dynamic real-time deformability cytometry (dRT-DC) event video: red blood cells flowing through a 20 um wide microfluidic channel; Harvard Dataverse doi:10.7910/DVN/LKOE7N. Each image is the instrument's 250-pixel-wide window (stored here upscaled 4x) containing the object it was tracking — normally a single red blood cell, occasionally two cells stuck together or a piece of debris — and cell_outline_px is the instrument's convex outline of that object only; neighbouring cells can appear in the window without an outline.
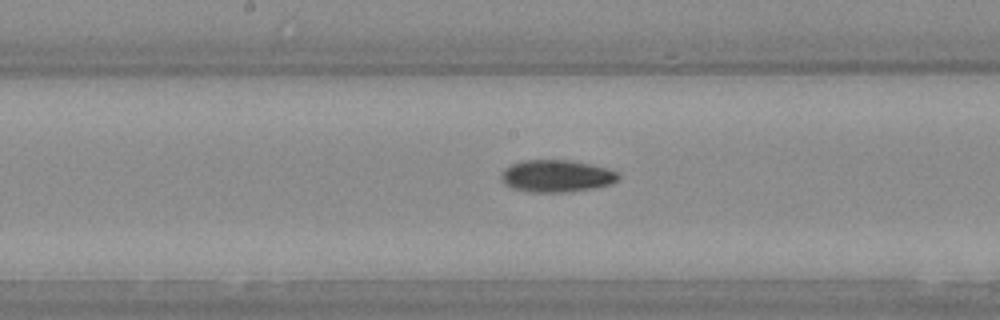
{"species": "Egyptian fruit bat (a non-hibernating species)", "species_latin": "Rousettus aegyptiacus", "temperature_condition": "warm", "stored_images_in_passage": 30, "camera_frame_rate_fps": 3000, "um_per_image_px": 0.085, "animal": {"sex": "female"}, "frame": {"image": 1, "passage_image": 18, "time_ms": 5.667, "image_size_px": [1000, 320], "cell_outline_px": [[620, 176], [612, 184], [592, 188], [564, 192], [528, 192], [512, 188], [504, 184], [500, 180], [500, 172], [504, 168], [512, 164], [524, 160], [568, 160], [592, 164], [608, 168], [616, 172]], "centroid_in_image_um": [47.26, 14.96], "position_along_channel_um": 200.9, "area_um2": 22.08}}
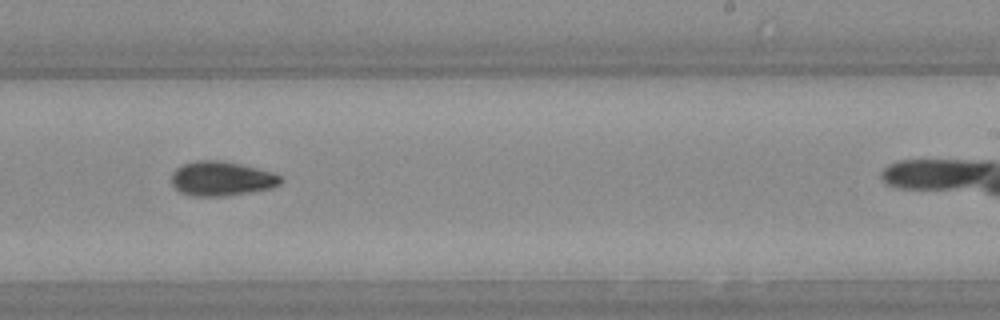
{"frame": {"image": 2, "passage_image": 22, "time_ms": 7.0, "image_size_px": [1000, 320], "cell_outline_px": [[284, 180], [280, 184], [272, 188], [228, 196], [192, 196], [180, 192], [172, 184], [172, 172], [176, 168], [184, 164], [196, 160], [220, 160], [240, 164], [272, 172], [280, 176]], "centroid_in_image_um": [18.83, 15.19], "position_along_channel_um": 270.2, "area_um2": 21.96}}